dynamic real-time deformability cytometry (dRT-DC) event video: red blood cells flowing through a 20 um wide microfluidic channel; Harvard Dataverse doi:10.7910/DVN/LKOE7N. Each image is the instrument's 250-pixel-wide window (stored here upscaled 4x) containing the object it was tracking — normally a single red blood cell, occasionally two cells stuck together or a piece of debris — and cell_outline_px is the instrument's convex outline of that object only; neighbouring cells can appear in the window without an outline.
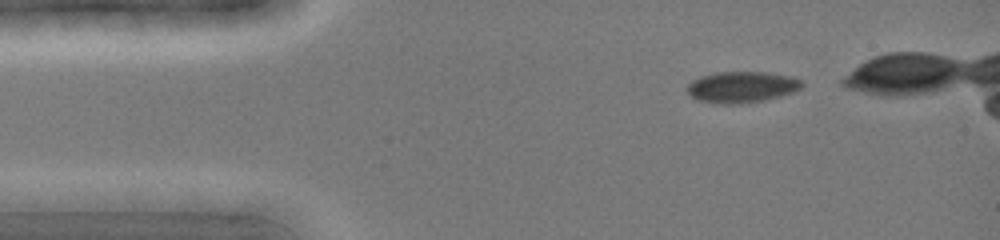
{"species": "common noctule bat (a hibernating species)", "species_latin": "Nyctalus noctula", "temperature_condition": "cold", "stored_images_in_passage": 35, "camera_frame_rate_fps": 3000, "um_per_image_px": 0.085, "animal": {"sex": "female", "body_mass_g": 19.0, "forearm_length_mm": 51.5}, "frame": {"image": 1, "passage_image": 3, "time_ms": 0.667, "image_size_px": [1000, 240], "cell_outline_px": [[804, 84], [800, 88], [792, 92], [780, 96], [764, 100], [736, 104], [720, 104], [696, 100], [688, 92], [688, 84], [692, 80], [700, 76], [716, 72], [764, 72], [792, 76], [804, 80]], "centroid_in_image_um": [63.06, 7.39], "position_along_channel_um": 21.9, "area_um2": 20.92}}
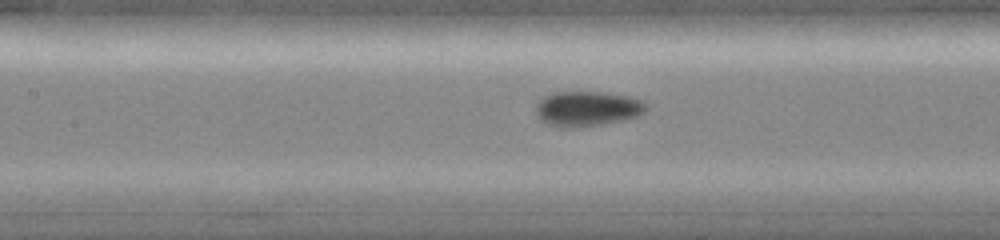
{"frame": {"image": 2, "passage_image": 16, "time_ms": 5.0, "image_size_px": [1000, 240], "cell_outline_px": [[648, 108], [640, 116], [600, 124], [568, 128], [552, 124], [540, 120], [536, 112], [536, 104], [544, 96], [552, 92], [608, 92], [628, 96], [640, 100], [648, 104]], "centroid_in_image_um": [49.94, 9.21], "position_along_channel_um": 157.5, "area_um2": 22.37}}
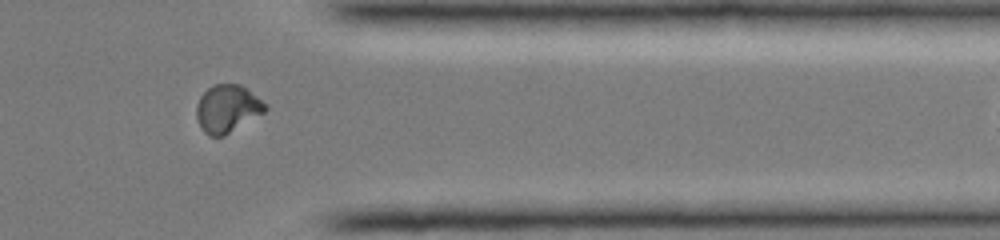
{"frame": {"image": 3, "passage_image": 32, "time_ms": 10.333, "image_size_px": [1000, 240], "cell_outline_px": [[268, 108], [264, 112], [224, 136], [208, 136], [200, 128], [196, 116], [196, 104], [200, 96], [212, 84], [240, 84], [268, 104]], "centroid_in_image_um": [19.31, 9.23], "position_along_channel_um": 392.1, "area_um2": 19.19}}